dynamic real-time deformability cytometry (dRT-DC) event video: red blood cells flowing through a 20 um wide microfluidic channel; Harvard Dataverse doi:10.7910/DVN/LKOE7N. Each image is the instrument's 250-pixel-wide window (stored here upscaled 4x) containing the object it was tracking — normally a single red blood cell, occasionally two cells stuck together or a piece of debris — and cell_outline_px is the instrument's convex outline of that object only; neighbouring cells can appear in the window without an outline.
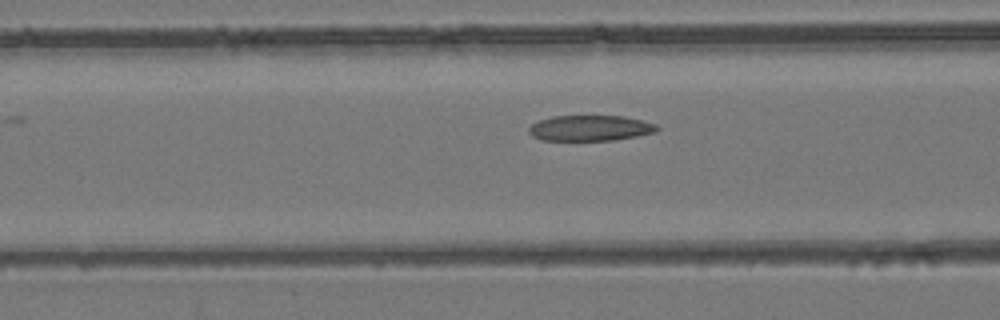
{"species": "common noctule bat (a hibernating species)", "species_latin": "Nyctalus noctula", "temperature_condition": "room temperature", "stored_images_in_passage": 5, "camera_frame_rate_fps": 3000, "um_per_image_px": 0.085, "animal": {"sex": "female", "body_mass_g": 24.6, "forearm_length_mm": 56.2}, "frame": {"image": 1, "passage_image": 5, "time_ms": 1.333, "image_size_px": [1000, 320], "cell_outline_px": [[660, 128], [656, 132], [616, 140], [540, 140], [532, 136], [528, 132], [528, 128], [532, 124], [540, 120], [552, 116], [624, 116], [656, 124]], "centroid_in_image_um": [50.16, 10.89], "position_along_channel_um": 116.4, "area_um2": 19.13}}